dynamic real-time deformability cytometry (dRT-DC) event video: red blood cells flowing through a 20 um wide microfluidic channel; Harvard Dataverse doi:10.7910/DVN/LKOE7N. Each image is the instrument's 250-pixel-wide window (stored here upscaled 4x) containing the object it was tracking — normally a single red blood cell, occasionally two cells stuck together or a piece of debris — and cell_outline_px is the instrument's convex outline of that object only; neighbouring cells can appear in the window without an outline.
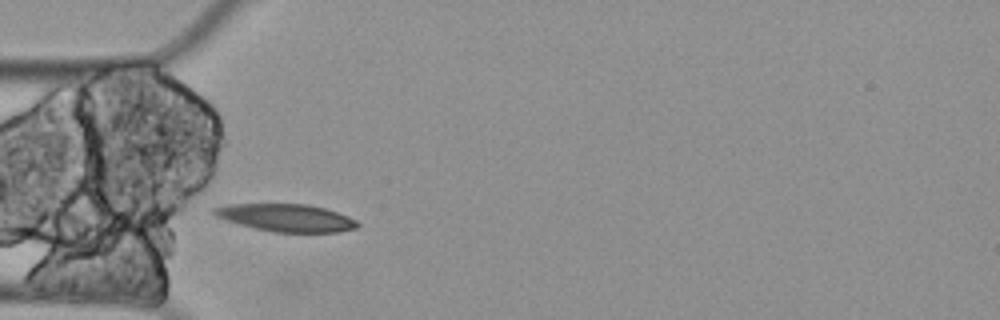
{"species": "Egyptian fruit bat (a non-hibernating species)", "species_latin": "Rousettus aegyptiacus", "temperature_condition": "cold", "stored_images_in_passage": 6, "camera_frame_rate_fps": 3000, "um_per_image_px": 0.085, "animal": {"sex": "female"}, "frame": {"image": 1, "passage_image": 3, "time_ms": 0.667, "image_size_px": [1000, 320], "cell_outline_px": [[360, 224], [356, 228], [340, 232], [272, 232], [224, 220], [208, 212], [212, 208], [228, 204], [308, 204], [324, 208], [348, 216], [356, 220]], "centroid_in_image_um": [24.29, 18.5], "position_along_channel_um": 60.7, "area_um2": 23.06}}
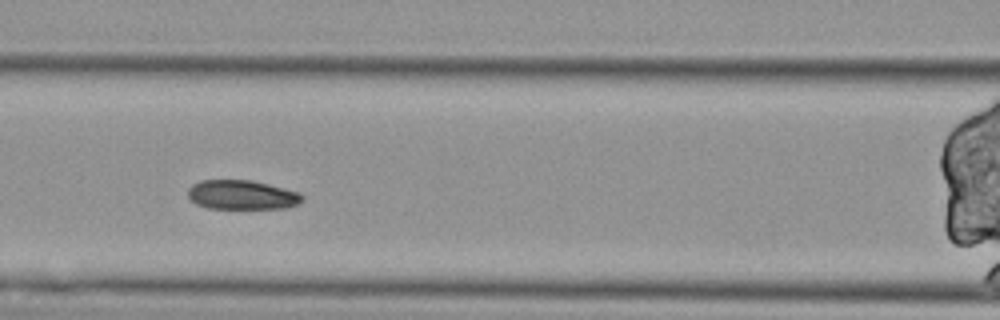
{"frame": {"image": 2, "passage_image": 5, "time_ms": 1.333, "image_size_px": [1000, 320], "cell_outline_px": [[304, 200], [296, 204], [284, 208], [208, 208], [196, 204], [188, 196], [188, 188], [192, 184], [200, 180], [252, 180], [300, 192], [304, 196]], "centroid_in_image_um": [20.56, 16.55], "position_along_channel_um": 146.0, "area_um2": 19.54}}
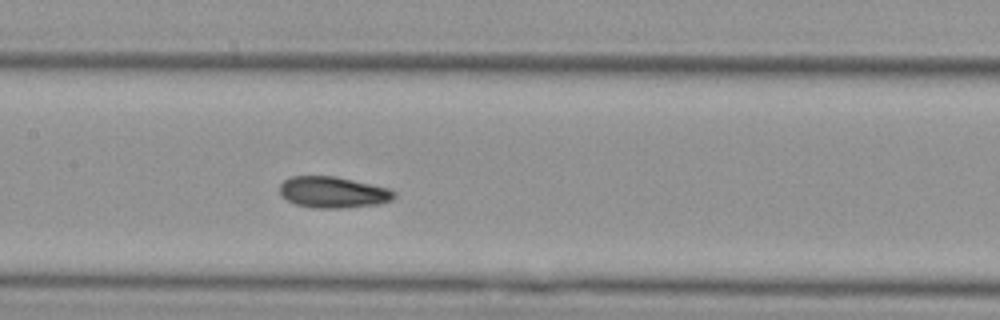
{"frame": {"image": 3, "passage_image": 6, "time_ms": 1.667, "image_size_px": [1000, 320], "cell_outline_px": [[396, 196], [392, 200], [380, 204], [340, 208], [316, 208], [296, 204], [280, 196], [280, 184], [284, 180], [292, 176], [336, 176], [392, 188], [396, 192]], "centroid_in_image_um": [28.35, 16.33], "position_along_channel_um": 179.0, "area_um2": 21.1}}